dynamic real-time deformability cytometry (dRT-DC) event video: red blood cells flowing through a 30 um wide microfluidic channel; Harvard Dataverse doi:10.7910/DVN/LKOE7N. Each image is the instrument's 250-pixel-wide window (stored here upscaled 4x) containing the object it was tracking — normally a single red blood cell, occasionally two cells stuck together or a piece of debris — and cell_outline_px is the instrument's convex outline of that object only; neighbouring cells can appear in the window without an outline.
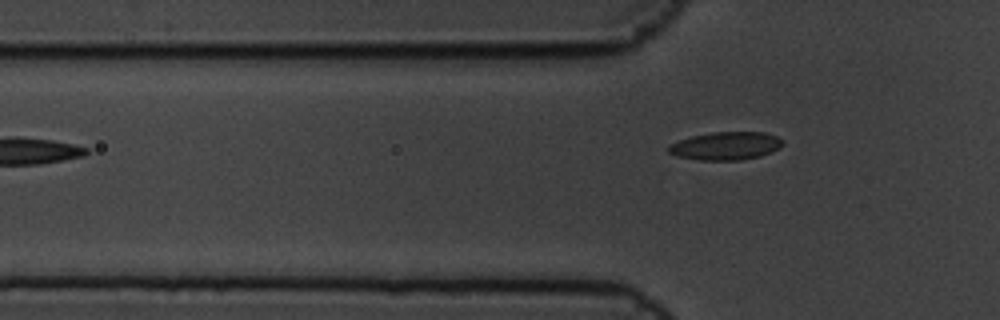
{"species": "common noctule bat (a hibernating species)", "species_latin": "Nyctalus noctula", "temperature_condition": "cold", "stored_images_in_passage": 5, "camera_frame_rate_fps": 3000, "um_per_image_px": 0.085, "animal": {"sex": "male", "body_mass_g": 19.5, "forearm_length_mm": 54.6}, "frame": {"image": 1, "passage_image": 5, "time_ms": 1.333, "image_size_px": [1000, 320], "cell_outline_px": [[784, 144], [780, 148], [772, 152], [760, 156], [740, 160], [700, 160], [676, 156], [668, 152], [668, 144], [692, 136], [712, 132], [764, 132], [776, 136], [784, 140]], "centroid_in_image_um": [61.71, 12.4], "position_along_channel_um": 64.1, "area_um2": 18.79}}